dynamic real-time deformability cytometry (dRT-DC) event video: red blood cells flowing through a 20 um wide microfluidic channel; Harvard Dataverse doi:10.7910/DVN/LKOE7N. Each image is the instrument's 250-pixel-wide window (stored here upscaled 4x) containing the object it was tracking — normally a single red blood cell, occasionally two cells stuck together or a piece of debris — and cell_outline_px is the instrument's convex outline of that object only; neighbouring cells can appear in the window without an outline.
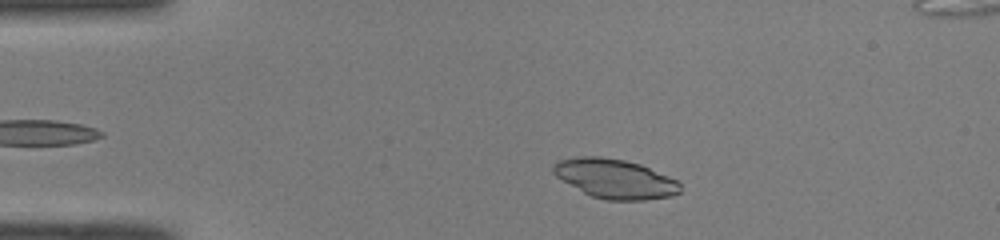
{"species": "common noctule bat (a hibernating species)", "species_latin": "Nyctalus noctula", "temperature_condition": "room temperature", "stored_images_in_passage": 38, "camera_frame_rate_fps": 3000, "um_per_image_px": 0.085, "animal": {"sex": "male", "body_mass_g": 19.0, "forearm_length_mm": 50.8}, "frame": {"image": 1, "passage_image": 5, "time_ms": 1.333, "image_size_px": [1000, 240], "cell_outline_px": [[680, 192], [672, 196], [644, 200], [604, 200], [592, 196], [584, 192], [556, 176], [552, 172], [552, 164], [556, 160], [580, 156], [600, 156], [624, 160], [640, 164], [668, 176], [676, 180], [680, 184]], "centroid_in_image_um": [52.25, 15.18], "position_along_channel_um": 32.8, "area_um2": 29.02}}
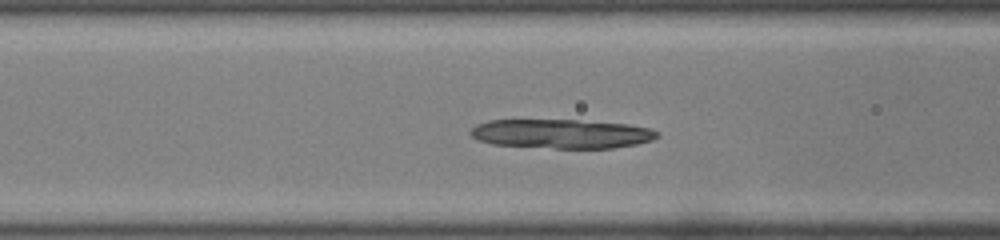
{"frame": {"image": 2, "passage_image": 15, "time_ms": 4.667, "image_size_px": [1000, 240], "cell_outline_px": [[660, 136], [652, 140], [636, 144], [612, 148], [556, 148], [492, 144], [476, 140], [468, 132], [476, 124], [488, 120], [576, 120], [628, 124], [652, 128], [660, 132]], "centroid_in_image_um": [47.74, 11.37], "position_along_channel_um": 118.9, "area_um2": 31.91}}
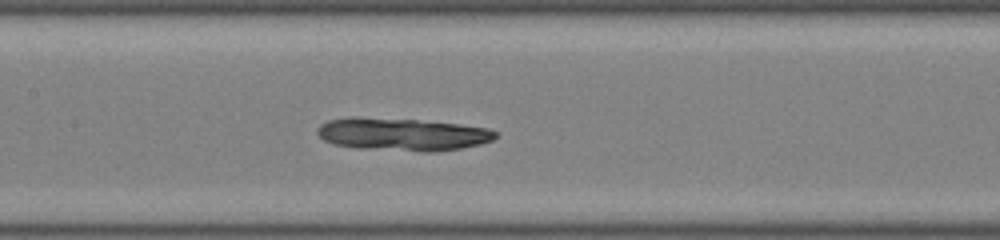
{"frame": {"image": 3, "passage_image": 19, "time_ms": 6.0, "image_size_px": [1000, 240], "cell_outline_px": [[496, 136], [492, 140], [480, 144], [460, 148], [432, 152], [424, 152], [360, 148], [332, 144], [324, 140], [316, 132], [316, 128], [320, 124], [328, 120], [416, 120], [460, 124], [488, 128], [496, 132]], "centroid_in_image_um": [34.27, 11.46], "position_along_channel_um": 173.1, "area_um2": 32.71}}